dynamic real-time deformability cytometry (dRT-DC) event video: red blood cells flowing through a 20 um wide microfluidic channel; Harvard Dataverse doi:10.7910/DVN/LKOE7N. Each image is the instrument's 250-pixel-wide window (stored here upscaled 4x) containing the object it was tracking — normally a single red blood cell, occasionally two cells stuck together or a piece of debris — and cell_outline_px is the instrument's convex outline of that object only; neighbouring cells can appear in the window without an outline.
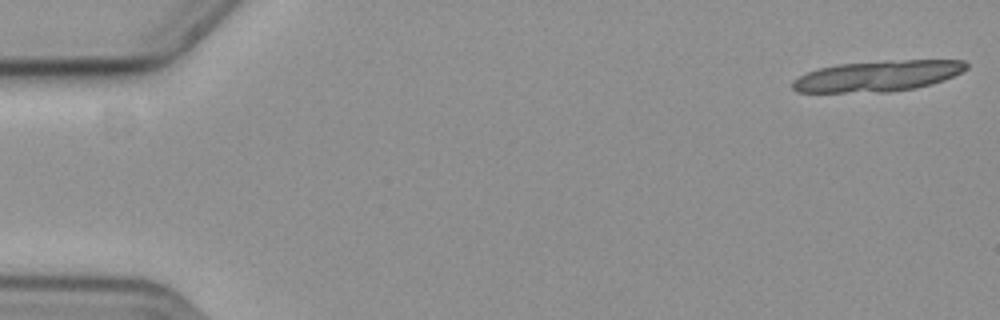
{"species": "common noctule bat (a hibernating species)", "species_latin": "Nyctalus noctula", "temperature_condition": "cold", "stored_images_in_passage": 20, "camera_frame_rate_fps": 3000, "um_per_image_px": 0.085, "animal": {"sex": "female", "body_mass_g": 19.3, "forearm_length_mm": 54.1}, "frame": {"image": 1, "passage_image": 1, "time_ms": 0.0, "image_size_px": [1000, 320], "cell_outline_px": [[968, 68], [944, 80], [932, 84], [916, 88], [888, 92], [796, 92], [792, 88], [792, 80], [808, 72], [820, 68], [836, 64], [888, 60], [964, 60], [968, 64]], "centroid_in_image_um": [74.61, 6.46], "position_along_channel_um": 10.4, "area_um2": 31.33}}